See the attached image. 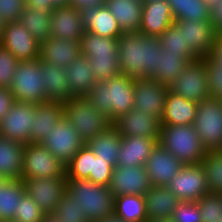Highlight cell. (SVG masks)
<instances>
[{"instance_id": "obj_1", "label": "cell", "mask_w": 222, "mask_h": 222, "mask_svg": "<svg viewBox=\"0 0 222 222\" xmlns=\"http://www.w3.org/2000/svg\"><path fill=\"white\" fill-rule=\"evenodd\" d=\"M118 39L120 73L138 78H152L162 47L159 37L140 32H122Z\"/></svg>"}, {"instance_id": "obj_2", "label": "cell", "mask_w": 222, "mask_h": 222, "mask_svg": "<svg viewBox=\"0 0 222 222\" xmlns=\"http://www.w3.org/2000/svg\"><path fill=\"white\" fill-rule=\"evenodd\" d=\"M134 78L119 74L111 79L97 82L85 96L113 123L134 106Z\"/></svg>"}, {"instance_id": "obj_3", "label": "cell", "mask_w": 222, "mask_h": 222, "mask_svg": "<svg viewBox=\"0 0 222 222\" xmlns=\"http://www.w3.org/2000/svg\"><path fill=\"white\" fill-rule=\"evenodd\" d=\"M79 43L81 55L89 60L93 77L97 82L120 74L118 39L101 37L85 31Z\"/></svg>"}, {"instance_id": "obj_4", "label": "cell", "mask_w": 222, "mask_h": 222, "mask_svg": "<svg viewBox=\"0 0 222 222\" xmlns=\"http://www.w3.org/2000/svg\"><path fill=\"white\" fill-rule=\"evenodd\" d=\"M67 191L89 222H97L114 214V195L109 186L95 184L88 179H67Z\"/></svg>"}, {"instance_id": "obj_5", "label": "cell", "mask_w": 222, "mask_h": 222, "mask_svg": "<svg viewBox=\"0 0 222 222\" xmlns=\"http://www.w3.org/2000/svg\"><path fill=\"white\" fill-rule=\"evenodd\" d=\"M158 143L183 165L200 164L207 152L193 125H161Z\"/></svg>"}, {"instance_id": "obj_6", "label": "cell", "mask_w": 222, "mask_h": 222, "mask_svg": "<svg viewBox=\"0 0 222 222\" xmlns=\"http://www.w3.org/2000/svg\"><path fill=\"white\" fill-rule=\"evenodd\" d=\"M64 116L76 129L85 144L113 123L85 97H74L63 102Z\"/></svg>"}, {"instance_id": "obj_7", "label": "cell", "mask_w": 222, "mask_h": 222, "mask_svg": "<svg viewBox=\"0 0 222 222\" xmlns=\"http://www.w3.org/2000/svg\"><path fill=\"white\" fill-rule=\"evenodd\" d=\"M40 59L19 61L9 90L15 101L29 103L47 102Z\"/></svg>"}, {"instance_id": "obj_8", "label": "cell", "mask_w": 222, "mask_h": 222, "mask_svg": "<svg viewBox=\"0 0 222 222\" xmlns=\"http://www.w3.org/2000/svg\"><path fill=\"white\" fill-rule=\"evenodd\" d=\"M193 126L206 150L222 149V100L199 102Z\"/></svg>"}, {"instance_id": "obj_9", "label": "cell", "mask_w": 222, "mask_h": 222, "mask_svg": "<svg viewBox=\"0 0 222 222\" xmlns=\"http://www.w3.org/2000/svg\"><path fill=\"white\" fill-rule=\"evenodd\" d=\"M22 179L66 177V166L41 143L24 147Z\"/></svg>"}, {"instance_id": "obj_10", "label": "cell", "mask_w": 222, "mask_h": 222, "mask_svg": "<svg viewBox=\"0 0 222 222\" xmlns=\"http://www.w3.org/2000/svg\"><path fill=\"white\" fill-rule=\"evenodd\" d=\"M169 90L196 103L210 98L205 57L190 62L169 86Z\"/></svg>"}, {"instance_id": "obj_11", "label": "cell", "mask_w": 222, "mask_h": 222, "mask_svg": "<svg viewBox=\"0 0 222 222\" xmlns=\"http://www.w3.org/2000/svg\"><path fill=\"white\" fill-rule=\"evenodd\" d=\"M180 201H198L209 194L201 164L183 165L166 186Z\"/></svg>"}, {"instance_id": "obj_12", "label": "cell", "mask_w": 222, "mask_h": 222, "mask_svg": "<svg viewBox=\"0 0 222 222\" xmlns=\"http://www.w3.org/2000/svg\"><path fill=\"white\" fill-rule=\"evenodd\" d=\"M37 103L15 101L0 121V136L22 144L30 143Z\"/></svg>"}, {"instance_id": "obj_13", "label": "cell", "mask_w": 222, "mask_h": 222, "mask_svg": "<svg viewBox=\"0 0 222 222\" xmlns=\"http://www.w3.org/2000/svg\"><path fill=\"white\" fill-rule=\"evenodd\" d=\"M41 144L66 166L85 142L64 117Z\"/></svg>"}, {"instance_id": "obj_14", "label": "cell", "mask_w": 222, "mask_h": 222, "mask_svg": "<svg viewBox=\"0 0 222 222\" xmlns=\"http://www.w3.org/2000/svg\"><path fill=\"white\" fill-rule=\"evenodd\" d=\"M25 193L42 209L44 214L55 212L61 197L67 190L66 177L33 178L22 180Z\"/></svg>"}, {"instance_id": "obj_15", "label": "cell", "mask_w": 222, "mask_h": 222, "mask_svg": "<svg viewBox=\"0 0 222 222\" xmlns=\"http://www.w3.org/2000/svg\"><path fill=\"white\" fill-rule=\"evenodd\" d=\"M133 88V109L145 112V115L151 114L161 119L165 110L169 86L159 83L152 78H138L134 79Z\"/></svg>"}, {"instance_id": "obj_16", "label": "cell", "mask_w": 222, "mask_h": 222, "mask_svg": "<svg viewBox=\"0 0 222 222\" xmlns=\"http://www.w3.org/2000/svg\"><path fill=\"white\" fill-rule=\"evenodd\" d=\"M0 45L10 51L19 61L39 59L40 43L18 21L5 23Z\"/></svg>"}, {"instance_id": "obj_17", "label": "cell", "mask_w": 222, "mask_h": 222, "mask_svg": "<svg viewBox=\"0 0 222 222\" xmlns=\"http://www.w3.org/2000/svg\"><path fill=\"white\" fill-rule=\"evenodd\" d=\"M152 187L145 166H116L113 168L109 189L114 197L145 194Z\"/></svg>"}, {"instance_id": "obj_18", "label": "cell", "mask_w": 222, "mask_h": 222, "mask_svg": "<svg viewBox=\"0 0 222 222\" xmlns=\"http://www.w3.org/2000/svg\"><path fill=\"white\" fill-rule=\"evenodd\" d=\"M113 126L121 137H150L159 142L161 119L157 116L132 109L116 119Z\"/></svg>"}, {"instance_id": "obj_19", "label": "cell", "mask_w": 222, "mask_h": 222, "mask_svg": "<svg viewBox=\"0 0 222 222\" xmlns=\"http://www.w3.org/2000/svg\"><path fill=\"white\" fill-rule=\"evenodd\" d=\"M50 21V36L53 38L80 41L85 33L80 10L69 4L55 6Z\"/></svg>"}, {"instance_id": "obj_20", "label": "cell", "mask_w": 222, "mask_h": 222, "mask_svg": "<svg viewBox=\"0 0 222 222\" xmlns=\"http://www.w3.org/2000/svg\"><path fill=\"white\" fill-rule=\"evenodd\" d=\"M183 164L159 143L151 151L145 169L152 186L165 187Z\"/></svg>"}, {"instance_id": "obj_21", "label": "cell", "mask_w": 222, "mask_h": 222, "mask_svg": "<svg viewBox=\"0 0 222 222\" xmlns=\"http://www.w3.org/2000/svg\"><path fill=\"white\" fill-rule=\"evenodd\" d=\"M175 22L184 30L185 44L199 58L211 54L216 34L210 20H178Z\"/></svg>"}, {"instance_id": "obj_22", "label": "cell", "mask_w": 222, "mask_h": 222, "mask_svg": "<svg viewBox=\"0 0 222 222\" xmlns=\"http://www.w3.org/2000/svg\"><path fill=\"white\" fill-rule=\"evenodd\" d=\"M79 41L49 37L40 43L39 59L66 68L81 57Z\"/></svg>"}, {"instance_id": "obj_23", "label": "cell", "mask_w": 222, "mask_h": 222, "mask_svg": "<svg viewBox=\"0 0 222 222\" xmlns=\"http://www.w3.org/2000/svg\"><path fill=\"white\" fill-rule=\"evenodd\" d=\"M80 13L85 31L113 39H117L122 34L119 25L105 4L83 8Z\"/></svg>"}, {"instance_id": "obj_24", "label": "cell", "mask_w": 222, "mask_h": 222, "mask_svg": "<svg viewBox=\"0 0 222 222\" xmlns=\"http://www.w3.org/2000/svg\"><path fill=\"white\" fill-rule=\"evenodd\" d=\"M64 117L63 102L47 101L37 104L30 143H42Z\"/></svg>"}, {"instance_id": "obj_25", "label": "cell", "mask_w": 222, "mask_h": 222, "mask_svg": "<svg viewBox=\"0 0 222 222\" xmlns=\"http://www.w3.org/2000/svg\"><path fill=\"white\" fill-rule=\"evenodd\" d=\"M175 22L166 0L143 3L139 32L143 35L160 36Z\"/></svg>"}, {"instance_id": "obj_26", "label": "cell", "mask_w": 222, "mask_h": 222, "mask_svg": "<svg viewBox=\"0 0 222 222\" xmlns=\"http://www.w3.org/2000/svg\"><path fill=\"white\" fill-rule=\"evenodd\" d=\"M158 141L150 137H121L116 166H145Z\"/></svg>"}, {"instance_id": "obj_27", "label": "cell", "mask_w": 222, "mask_h": 222, "mask_svg": "<svg viewBox=\"0 0 222 222\" xmlns=\"http://www.w3.org/2000/svg\"><path fill=\"white\" fill-rule=\"evenodd\" d=\"M42 77L44 78V92L48 101H69L73 96V90L67 81L66 69L52 63L40 61Z\"/></svg>"}, {"instance_id": "obj_28", "label": "cell", "mask_w": 222, "mask_h": 222, "mask_svg": "<svg viewBox=\"0 0 222 222\" xmlns=\"http://www.w3.org/2000/svg\"><path fill=\"white\" fill-rule=\"evenodd\" d=\"M105 6L122 32H139L143 11L140 0H105Z\"/></svg>"}, {"instance_id": "obj_29", "label": "cell", "mask_w": 222, "mask_h": 222, "mask_svg": "<svg viewBox=\"0 0 222 222\" xmlns=\"http://www.w3.org/2000/svg\"><path fill=\"white\" fill-rule=\"evenodd\" d=\"M197 106L198 103L184 99L169 90L161 125H193Z\"/></svg>"}, {"instance_id": "obj_30", "label": "cell", "mask_w": 222, "mask_h": 222, "mask_svg": "<svg viewBox=\"0 0 222 222\" xmlns=\"http://www.w3.org/2000/svg\"><path fill=\"white\" fill-rule=\"evenodd\" d=\"M25 144L0 136V175L5 180H21Z\"/></svg>"}, {"instance_id": "obj_31", "label": "cell", "mask_w": 222, "mask_h": 222, "mask_svg": "<svg viewBox=\"0 0 222 222\" xmlns=\"http://www.w3.org/2000/svg\"><path fill=\"white\" fill-rule=\"evenodd\" d=\"M148 219L172 218L180 200L165 186H152L144 196Z\"/></svg>"}, {"instance_id": "obj_32", "label": "cell", "mask_w": 222, "mask_h": 222, "mask_svg": "<svg viewBox=\"0 0 222 222\" xmlns=\"http://www.w3.org/2000/svg\"><path fill=\"white\" fill-rule=\"evenodd\" d=\"M86 145L96 157L106 160L113 167H116L121 145V135L113 125L106 131L97 134L93 139H90Z\"/></svg>"}, {"instance_id": "obj_33", "label": "cell", "mask_w": 222, "mask_h": 222, "mask_svg": "<svg viewBox=\"0 0 222 222\" xmlns=\"http://www.w3.org/2000/svg\"><path fill=\"white\" fill-rule=\"evenodd\" d=\"M67 81L70 83L74 97H85L97 83L93 77L89 60L81 56L66 68Z\"/></svg>"}, {"instance_id": "obj_34", "label": "cell", "mask_w": 222, "mask_h": 222, "mask_svg": "<svg viewBox=\"0 0 222 222\" xmlns=\"http://www.w3.org/2000/svg\"><path fill=\"white\" fill-rule=\"evenodd\" d=\"M25 194L22 180H5L0 185V222L14 221L20 200Z\"/></svg>"}, {"instance_id": "obj_35", "label": "cell", "mask_w": 222, "mask_h": 222, "mask_svg": "<svg viewBox=\"0 0 222 222\" xmlns=\"http://www.w3.org/2000/svg\"><path fill=\"white\" fill-rule=\"evenodd\" d=\"M190 61L185 56H178L173 53H166L164 49L159 54V61L155 67L153 80L170 86L187 67Z\"/></svg>"}, {"instance_id": "obj_36", "label": "cell", "mask_w": 222, "mask_h": 222, "mask_svg": "<svg viewBox=\"0 0 222 222\" xmlns=\"http://www.w3.org/2000/svg\"><path fill=\"white\" fill-rule=\"evenodd\" d=\"M52 12H39L29 7H25L18 22L24 26L31 36L39 43L50 37Z\"/></svg>"}, {"instance_id": "obj_37", "label": "cell", "mask_w": 222, "mask_h": 222, "mask_svg": "<svg viewBox=\"0 0 222 222\" xmlns=\"http://www.w3.org/2000/svg\"><path fill=\"white\" fill-rule=\"evenodd\" d=\"M114 214L128 222H146L144 196L120 195L114 197Z\"/></svg>"}, {"instance_id": "obj_38", "label": "cell", "mask_w": 222, "mask_h": 222, "mask_svg": "<svg viewBox=\"0 0 222 222\" xmlns=\"http://www.w3.org/2000/svg\"><path fill=\"white\" fill-rule=\"evenodd\" d=\"M159 37V44L166 53L185 56L190 62L199 57L185 44L184 30L174 22Z\"/></svg>"}, {"instance_id": "obj_39", "label": "cell", "mask_w": 222, "mask_h": 222, "mask_svg": "<svg viewBox=\"0 0 222 222\" xmlns=\"http://www.w3.org/2000/svg\"><path fill=\"white\" fill-rule=\"evenodd\" d=\"M175 21L210 20V11L203 0H166Z\"/></svg>"}, {"instance_id": "obj_40", "label": "cell", "mask_w": 222, "mask_h": 222, "mask_svg": "<svg viewBox=\"0 0 222 222\" xmlns=\"http://www.w3.org/2000/svg\"><path fill=\"white\" fill-rule=\"evenodd\" d=\"M200 164L208 181L209 194L222 195V149L207 150Z\"/></svg>"}, {"instance_id": "obj_41", "label": "cell", "mask_w": 222, "mask_h": 222, "mask_svg": "<svg viewBox=\"0 0 222 222\" xmlns=\"http://www.w3.org/2000/svg\"><path fill=\"white\" fill-rule=\"evenodd\" d=\"M93 158H96V155L85 144L66 165V178L88 179L92 171Z\"/></svg>"}, {"instance_id": "obj_42", "label": "cell", "mask_w": 222, "mask_h": 222, "mask_svg": "<svg viewBox=\"0 0 222 222\" xmlns=\"http://www.w3.org/2000/svg\"><path fill=\"white\" fill-rule=\"evenodd\" d=\"M53 214L60 219V222H89L88 217L80 211L78 204H76V198L67 190Z\"/></svg>"}, {"instance_id": "obj_43", "label": "cell", "mask_w": 222, "mask_h": 222, "mask_svg": "<svg viewBox=\"0 0 222 222\" xmlns=\"http://www.w3.org/2000/svg\"><path fill=\"white\" fill-rule=\"evenodd\" d=\"M202 222H219L222 217V195L208 194L197 201Z\"/></svg>"}, {"instance_id": "obj_44", "label": "cell", "mask_w": 222, "mask_h": 222, "mask_svg": "<svg viewBox=\"0 0 222 222\" xmlns=\"http://www.w3.org/2000/svg\"><path fill=\"white\" fill-rule=\"evenodd\" d=\"M210 98L222 100V64L210 55L205 57Z\"/></svg>"}, {"instance_id": "obj_45", "label": "cell", "mask_w": 222, "mask_h": 222, "mask_svg": "<svg viewBox=\"0 0 222 222\" xmlns=\"http://www.w3.org/2000/svg\"><path fill=\"white\" fill-rule=\"evenodd\" d=\"M44 215L42 209L25 193L15 213L14 222H41Z\"/></svg>"}, {"instance_id": "obj_46", "label": "cell", "mask_w": 222, "mask_h": 222, "mask_svg": "<svg viewBox=\"0 0 222 222\" xmlns=\"http://www.w3.org/2000/svg\"><path fill=\"white\" fill-rule=\"evenodd\" d=\"M19 60L0 45V88H9Z\"/></svg>"}, {"instance_id": "obj_47", "label": "cell", "mask_w": 222, "mask_h": 222, "mask_svg": "<svg viewBox=\"0 0 222 222\" xmlns=\"http://www.w3.org/2000/svg\"><path fill=\"white\" fill-rule=\"evenodd\" d=\"M171 219L173 222H202L197 201H180Z\"/></svg>"}, {"instance_id": "obj_48", "label": "cell", "mask_w": 222, "mask_h": 222, "mask_svg": "<svg viewBox=\"0 0 222 222\" xmlns=\"http://www.w3.org/2000/svg\"><path fill=\"white\" fill-rule=\"evenodd\" d=\"M113 168L106 160L99 159L98 157L93 158L92 171L88 180L95 184L109 186Z\"/></svg>"}, {"instance_id": "obj_49", "label": "cell", "mask_w": 222, "mask_h": 222, "mask_svg": "<svg viewBox=\"0 0 222 222\" xmlns=\"http://www.w3.org/2000/svg\"><path fill=\"white\" fill-rule=\"evenodd\" d=\"M25 7V0H0V18L4 23L18 21Z\"/></svg>"}, {"instance_id": "obj_50", "label": "cell", "mask_w": 222, "mask_h": 222, "mask_svg": "<svg viewBox=\"0 0 222 222\" xmlns=\"http://www.w3.org/2000/svg\"><path fill=\"white\" fill-rule=\"evenodd\" d=\"M14 102V95L9 88H0V121L9 112Z\"/></svg>"}, {"instance_id": "obj_51", "label": "cell", "mask_w": 222, "mask_h": 222, "mask_svg": "<svg viewBox=\"0 0 222 222\" xmlns=\"http://www.w3.org/2000/svg\"><path fill=\"white\" fill-rule=\"evenodd\" d=\"M210 21L216 35H222V0L210 11Z\"/></svg>"}, {"instance_id": "obj_52", "label": "cell", "mask_w": 222, "mask_h": 222, "mask_svg": "<svg viewBox=\"0 0 222 222\" xmlns=\"http://www.w3.org/2000/svg\"><path fill=\"white\" fill-rule=\"evenodd\" d=\"M26 7L38 10L39 12H52L55 5L51 0H25Z\"/></svg>"}, {"instance_id": "obj_53", "label": "cell", "mask_w": 222, "mask_h": 222, "mask_svg": "<svg viewBox=\"0 0 222 222\" xmlns=\"http://www.w3.org/2000/svg\"><path fill=\"white\" fill-rule=\"evenodd\" d=\"M105 0H69V5L81 10L86 7L104 5Z\"/></svg>"}, {"instance_id": "obj_54", "label": "cell", "mask_w": 222, "mask_h": 222, "mask_svg": "<svg viewBox=\"0 0 222 222\" xmlns=\"http://www.w3.org/2000/svg\"><path fill=\"white\" fill-rule=\"evenodd\" d=\"M210 56L222 64V35H216Z\"/></svg>"}, {"instance_id": "obj_55", "label": "cell", "mask_w": 222, "mask_h": 222, "mask_svg": "<svg viewBox=\"0 0 222 222\" xmlns=\"http://www.w3.org/2000/svg\"><path fill=\"white\" fill-rule=\"evenodd\" d=\"M97 222H128L126 220H123L121 218H119L118 216H116L115 214L113 215H109L107 218H104L100 221Z\"/></svg>"}, {"instance_id": "obj_56", "label": "cell", "mask_w": 222, "mask_h": 222, "mask_svg": "<svg viewBox=\"0 0 222 222\" xmlns=\"http://www.w3.org/2000/svg\"><path fill=\"white\" fill-rule=\"evenodd\" d=\"M41 222H60V219L53 213L45 214Z\"/></svg>"}, {"instance_id": "obj_57", "label": "cell", "mask_w": 222, "mask_h": 222, "mask_svg": "<svg viewBox=\"0 0 222 222\" xmlns=\"http://www.w3.org/2000/svg\"><path fill=\"white\" fill-rule=\"evenodd\" d=\"M205 5L208 7L209 11L216 8V4H218L221 0H203Z\"/></svg>"}, {"instance_id": "obj_58", "label": "cell", "mask_w": 222, "mask_h": 222, "mask_svg": "<svg viewBox=\"0 0 222 222\" xmlns=\"http://www.w3.org/2000/svg\"><path fill=\"white\" fill-rule=\"evenodd\" d=\"M55 6L68 5L69 0H51Z\"/></svg>"}, {"instance_id": "obj_59", "label": "cell", "mask_w": 222, "mask_h": 222, "mask_svg": "<svg viewBox=\"0 0 222 222\" xmlns=\"http://www.w3.org/2000/svg\"><path fill=\"white\" fill-rule=\"evenodd\" d=\"M146 222H173L171 218L167 219H148Z\"/></svg>"}, {"instance_id": "obj_60", "label": "cell", "mask_w": 222, "mask_h": 222, "mask_svg": "<svg viewBox=\"0 0 222 222\" xmlns=\"http://www.w3.org/2000/svg\"><path fill=\"white\" fill-rule=\"evenodd\" d=\"M4 26H5V23H4V21L0 18V40H1V38H2V32H3Z\"/></svg>"}, {"instance_id": "obj_61", "label": "cell", "mask_w": 222, "mask_h": 222, "mask_svg": "<svg viewBox=\"0 0 222 222\" xmlns=\"http://www.w3.org/2000/svg\"><path fill=\"white\" fill-rule=\"evenodd\" d=\"M141 3H151V2H155V1H162V0H140Z\"/></svg>"}, {"instance_id": "obj_62", "label": "cell", "mask_w": 222, "mask_h": 222, "mask_svg": "<svg viewBox=\"0 0 222 222\" xmlns=\"http://www.w3.org/2000/svg\"><path fill=\"white\" fill-rule=\"evenodd\" d=\"M5 179L0 175V185L2 184V182H4Z\"/></svg>"}]
</instances>
